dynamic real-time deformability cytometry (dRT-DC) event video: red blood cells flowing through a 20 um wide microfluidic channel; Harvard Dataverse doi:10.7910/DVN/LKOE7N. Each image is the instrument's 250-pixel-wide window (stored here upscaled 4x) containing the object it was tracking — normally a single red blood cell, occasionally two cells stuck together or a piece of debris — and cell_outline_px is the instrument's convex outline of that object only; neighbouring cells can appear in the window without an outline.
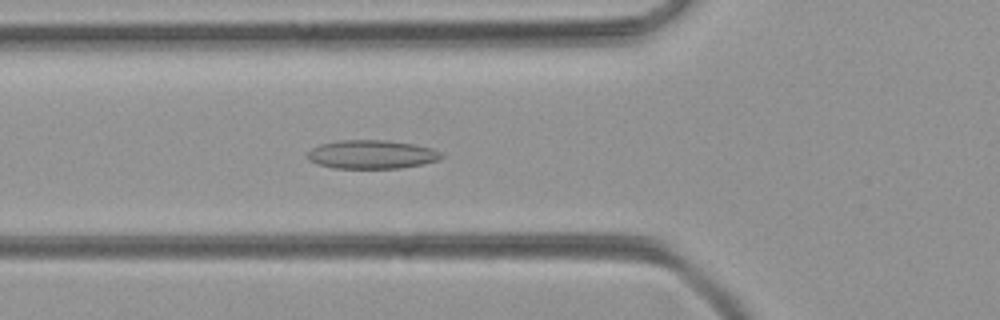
{"species": "common noctule bat (a hibernating species)", "species_latin": "Nyctalus noctula", "temperature_condition": "room temperature", "stored_images_in_passage": 50, "camera_frame_rate_fps": 3000, "um_per_image_px": 0.085, "animal": {"sex": "female", "body_mass_g": 21.9}, "frame": {"image": 1, "passage_image": 18, "time_ms": 5.667, "image_size_px": [1000, 320], "cell_outline_px": [[444, 156], [440, 160], [424, 164], [400, 168], [336, 168], [316, 164], [308, 160], [308, 152], [312, 148], [320, 144], [340, 140], [388, 140], [412, 144], [432, 148], [440, 152]], "centroid_in_image_um": [31.61, 13.13], "position_along_channel_um": 94.2, "area_um2": 22.43}}
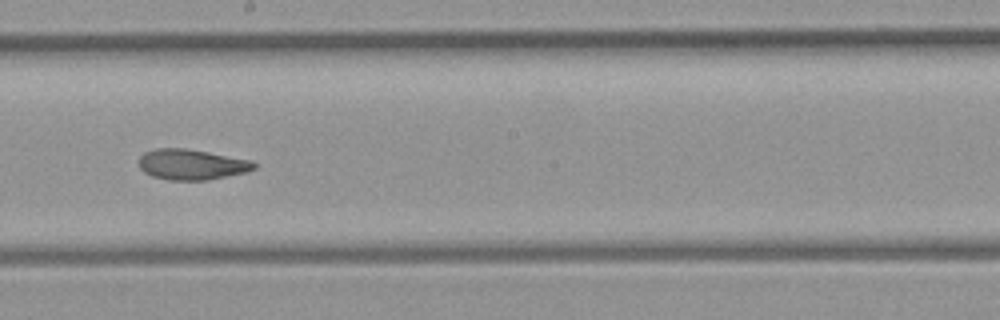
{"frame": {"image": 2, "passage_image": 28, "time_ms": 9.0, "image_size_px": [1000, 320], "cell_outline_px": [[256, 168], [244, 172], [208, 180], [168, 180], [152, 176], [144, 172], [140, 168], [140, 156], [144, 152], [156, 148], [184, 148], [208, 152], [252, 160], [256, 164]], "centroid_in_image_um": [16.27, 13.98], "position_along_channel_um": 231.9, "area_um2": 20.4}}
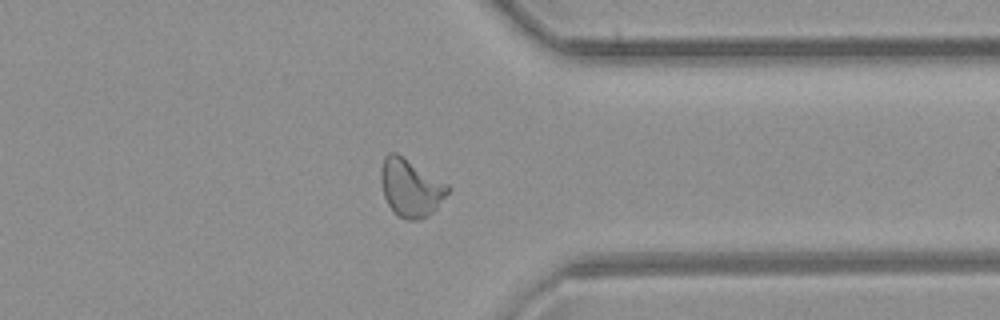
{"frame": {"image": 3, "passage_image": 39, "time_ms": 12.667, "image_size_px": [1000, 320], "cell_outline_px": [[452, 188], [436, 208], [428, 216], [416, 220], [404, 220], [388, 204], [384, 196], [380, 180], [380, 168], [384, 156], [388, 152], [396, 152], [448, 184]], "centroid_in_image_um": [34.89, 15.94], "position_along_channel_um": 376.5, "area_um2": 22.43}}